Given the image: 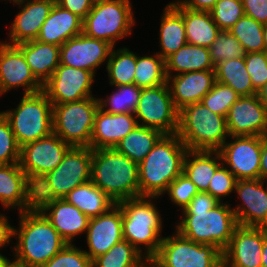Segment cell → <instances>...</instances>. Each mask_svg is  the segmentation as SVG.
Here are the masks:
<instances>
[{
    "mask_svg": "<svg viewBox=\"0 0 267 267\" xmlns=\"http://www.w3.org/2000/svg\"><path fill=\"white\" fill-rule=\"evenodd\" d=\"M260 180L263 182H265V180H267V176L266 177H263V178H260ZM266 190V193H267V189H265Z\"/></svg>",
    "mask_w": 267,
    "mask_h": 267,
    "instance_id": "cell-60",
    "label": "cell"
},
{
    "mask_svg": "<svg viewBox=\"0 0 267 267\" xmlns=\"http://www.w3.org/2000/svg\"><path fill=\"white\" fill-rule=\"evenodd\" d=\"M188 148L177 133L164 134L138 165L139 197H159L183 173Z\"/></svg>",
    "mask_w": 267,
    "mask_h": 267,
    "instance_id": "cell-1",
    "label": "cell"
},
{
    "mask_svg": "<svg viewBox=\"0 0 267 267\" xmlns=\"http://www.w3.org/2000/svg\"><path fill=\"white\" fill-rule=\"evenodd\" d=\"M14 236V227L8 223L6 216L0 214V248L8 244Z\"/></svg>",
    "mask_w": 267,
    "mask_h": 267,
    "instance_id": "cell-53",
    "label": "cell"
},
{
    "mask_svg": "<svg viewBox=\"0 0 267 267\" xmlns=\"http://www.w3.org/2000/svg\"><path fill=\"white\" fill-rule=\"evenodd\" d=\"M263 228L238 225L222 252L223 267H262Z\"/></svg>",
    "mask_w": 267,
    "mask_h": 267,
    "instance_id": "cell-19",
    "label": "cell"
},
{
    "mask_svg": "<svg viewBox=\"0 0 267 267\" xmlns=\"http://www.w3.org/2000/svg\"><path fill=\"white\" fill-rule=\"evenodd\" d=\"M2 113L8 119L20 147L53 133V105L43 91L23 95L15 110Z\"/></svg>",
    "mask_w": 267,
    "mask_h": 267,
    "instance_id": "cell-8",
    "label": "cell"
},
{
    "mask_svg": "<svg viewBox=\"0 0 267 267\" xmlns=\"http://www.w3.org/2000/svg\"><path fill=\"white\" fill-rule=\"evenodd\" d=\"M262 267H267V228H263Z\"/></svg>",
    "mask_w": 267,
    "mask_h": 267,
    "instance_id": "cell-55",
    "label": "cell"
},
{
    "mask_svg": "<svg viewBox=\"0 0 267 267\" xmlns=\"http://www.w3.org/2000/svg\"><path fill=\"white\" fill-rule=\"evenodd\" d=\"M144 127L154 128L163 134H175L179 127V110L175 107L168 83L142 88L136 111Z\"/></svg>",
    "mask_w": 267,
    "mask_h": 267,
    "instance_id": "cell-12",
    "label": "cell"
},
{
    "mask_svg": "<svg viewBox=\"0 0 267 267\" xmlns=\"http://www.w3.org/2000/svg\"><path fill=\"white\" fill-rule=\"evenodd\" d=\"M12 267H21V266H18V265H16V264H14Z\"/></svg>",
    "mask_w": 267,
    "mask_h": 267,
    "instance_id": "cell-61",
    "label": "cell"
},
{
    "mask_svg": "<svg viewBox=\"0 0 267 267\" xmlns=\"http://www.w3.org/2000/svg\"><path fill=\"white\" fill-rule=\"evenodd\" d=\"M134 23L129 0H97L83 19L82 33L114 47L116 40L131 33Z\"/></svg>",
    "mask_w": 267,
    "mask_h": 267,
    "instance_id": "cell-9",
    "label": "cell"
},
{
    "mask_svg": "<svg viewBox=\"0 0 267 267\" xmlns=\"http://www.w3.org/2000/svg\"><path fill=\"white\" fill-rule=\"evenodd\" d=\"M64 199L89 218L106 213L116 203L91 180L75 187Z\"/></svg>",
    "mask_w": 267,
    "mask_h": 267,
    "instance_id": "cell-31",
    "label": "cell"
},
{
    "mask_svg": "<svg viewBox=\"0 0 267 267\" xmlns=\"http://www.w3.org/2000/svg\"><path fill=\"white\" fill-rule=\"evenodd\" d=\"M177 135L188 150L217 151L229 137L226 117L200 102L188 104L179 110Z\"/></svg>",
    "mask_w": 267,
    "mask_h": 267,
    "instance_id": "cell-6",
    "label": "cell"
},
{
    "mask_svg": "<svg viewBox=\"0 0 267 267\" xmlns=\"http://www.w3.org/2000/svg\"><path fill=\"white\" fill-rule=\"evenodd\" d=\"M20 228L15 248V264L21 267H42L68 243L37 209L19 212Z\"/></svg>",
    "mask_w": 267,
    "mask_h": 267,
    "instance_id": "cell-2",
    "label": "cell"
},
{
    "mask_svg": "<svg viewBox=\"0 0 267 267\" xmlns=\"http://www.w3.org/2000/svg\"><path fill=\"white\" fill-rule=\"evenodd\" d=\"M142 267H161L153 259H146Z\"/></svg>",
    "mask_w": 267,
    "mask_h": 267,
    "instance_id": "cell-58",
    "label": "cell"
},
{
    "mask_svg": "<svg viewBox=\"0 0 267 267\" xmlns=\"http://www.w3.org/2000/svg\"><path fill=\"white\" fill-rule=\"evenodd\" d=\"M214 154L216 157H213ZM190 157H193L192 160ZM219 160L222 159L218 151L188 150L183 162V174L195 184L198 191L206 192L212 176L222 165Z\"/></svg>",
    "mask_w": 267,
    "mask_h": 267,
    "instance_id": "cell-30",
    "label": "cell"
},
{
    "mask_svg": "<svg viewBox=\"0 0 267 267\" xmlns=\"http://www.w3.org/2000/svg\"><path fill=\"white\" fill-rule=\"evenodd\" d=\"M264 25L244 15L228 31L236 37L245 53L264 51Z\"/></svg>",
    "mask_w": 267,
    "mask_h": 267,
    "instance_id": "cell-39",
    "label": "cell"
},
{
    "mask_svg": "<svg viewBox=\"0 0 267 267\" xmlns=\"http://www.w3.org/2000/svg\"><path fill=\"white\" fill-rule=\"evenodd\" d=\"M34 76L44 84L60 64V46L32 40L16 45Z\"/></svg>",
    "mask_w": 267,
    "mask_h": 267,
    "instance_id": "cell-28",
    "label": "cell"
},
{
    "mask_svg": "<svg viewBox=\"0 0 267 267\" xmlns=\"http://www.w3.org/2000/svg\"><path fill=\"white\" fill-rule=\"evenodd\" d=\"M106 68L111 85L134 84L136 54L128 48L112 49Z\"/></svg>",
    "mask_w": 267,
    "mask_h": 267,
    "instance_id": "cell-38",
    "label": "cell"
},
{
    "mask_svg": "<svg viewBox=\"0 0 267 267\" xmlns=\"http://www.w3.org/2000/svg\"><path fill=\"white\" fill-rule=\"evenodd\" d=\"M159 32L161 52L157 54L164 60L187 44L183 16L171 4L165 7Z\"/></svg>",
    "mask_w": 267,
    "mask_h": 267,
    "instance_id": "cell-33",
    "label": "cell"
},
{
    "mask_svg": "<svg viewBox=\"0 0 267 267\" xmlns=\"http://www.w3.org/2000/svg\"><path fill=\"white\" fill-rule=\"evenodd\" d=\"M239 97L240 96L231 87L216 81L200 103L212 112L226 117L230 107Z\"/></svg>",
    "mask_w": 267,
    "mask_h": 267,
    "instance_id": "cell-42",
    "label": "cell"
},
{
    "mask_svg": "<svg viewBox=\"0 0 267 267\" xmlns=\"http://www.w3.org/2000/svg\"><path fill=\"white\" fill-rule=\"evenodd\" d=\"M225 166L226 165L222 164L216 170L209 183L208 190L206 191L219 202L222 201L221 198L226 197L235 190L237 183V178L228 169V167Z\"/></svg>",
    "mask_w": 267,
    "mask_h": 267,
    "instance_id": "cell-46",
    "label": "cell"
},
{
    "mask_svg": "<svg viewBox=\"0 0 267 267\" xmlns=\"http://www.w3.org/2000/svg\"><path fill=\"white\" fill-rule=\"evenodd\" d=\"M233 142L217 150L237 180L260 179L262 136H229Z\"/></svg>",
    "mask_w": 267,
    "mask_h": 267,
    "instance_id": "cell-15",
    "label": "cell"
},
{
    "mask_svg": "<svg viewBox=\"0 0 267 267\" xmlns=\"http://www.w3.org/2000/svg\"><path fill=\"white\" fill-rule=\"evenodd\" d=\"M0 202L5 208L18 207L19 212L35 208L34 185L19 163L0 165Z\"/></svg>",
    "mask_w": 267,
    "mask_h": 267,
    "instance_id": "cell-23",
    "label": "cell"
},
{
    "mask_svg": "<svg viewBox=\"0 0 267 267\" xmlns=\"http://www.w3.org/2000/svg\"><path fill=\"white\" fill-rule=\"evenodd\" d=\"M113 48L110 43L81 33L60 46V64L95 74V69L109 58Z\"/></svg>",
    "mask_w": 267,
    "mask_h": 267,
    "instance_id": "cell-18",
    "label": "cell"
},
{
    "mask_svg": "<svg viewBox=\"0 0 267 267\" xmlns=\"http://www.w3.org/2000/svg\"><path fill=\"white\" fill-rule=\"evenodd\" d=\"M229 136H262L267 133V107L256 94L240 96L226 116Z\"/></svg>",
    "mask_w": 267,
    "mask_h": 267,
    "instance_id": "cell-17",
    "label": "cell"
},
{
    "mask_svg": "<svg viewBox=\"0 0 267 267\" xmlns=\"http://www.w3.org/2000/svg\"><path fill=\"white\" fill-rule=\"evenodd\" d=\"M136 55L134 84L140 88L157 87L167 82L165 60L159 55Z\"/></svg>",
    "mask_w": 267,
    "mask_h": 267,
    "instance_id": "cell-37",
    "label": "cell"
},
{
    "mask_svg": "<svg viewBox=\"0 0 267 267\" xmlns=\"http://www.w3.org/2000/svg\"><path fill=\"white\" fill-rule=\"evenodd\" d=\"M209 52L214 67L223 61L245 56L242 45L229 31H220L209 48Z\"/></svg>",
    "mask_w": 267,
    "mask_h": 267,
    "instance_id": "cell-41",
    "label": "cell"
},
{
    "mask_svg": "<svg viewBox=\"0 0 267 267\" xmlns=\"http://www.w3.org/2000/svg\"><path fill=\"white\" fill-rule=\"evenodd\" d=\"M25 1L27 2L23 5ZM13 2L23 8L11 26L9 38L12 43L7 44L18 45L36 40L56 0H13Z\"/></svg>",
    "mask_w": 267,
    "mask_h": 267,
    "instance_id": "cell-24",
    "label": "cell"
},
{
    "mask_svg": "<svg viewBox=\"0 0 267 267\" xmlns=\"http://www.w3.org/2000/svg\"><path fill=\"white\" fill-rule=\"evenodd\" d=\"M15 264V262H10V260L7 259V257L0 254V267H12Z\"/></svg>",
    "mask_w": 267,
    "mask_h": 267,
    "instance_id": "cell-57",
    "label": "cell"
},
{
    "mask_svg": "<svg viewBox=\"0 0 267 267\" xmlns=\"http://www.w3.org/2000/svg\"><path fill=\"white\" fill-rule=\"evenodd\" d=\"M244 59L253 87L258 90L267 82V53H245Z\"/></svg>",
    "mask_w": 267,
    "mask_h": 267,
    "instance_id": "cell-48",
    "label": "cell"
},
{
    "mask_svg": "<svg viewBox=\"0 0 267 267\" xmlns=\"http://www.w3.org/2000/svg\"><path fill=\"white\" fill-rule=\"evenodd\" d=\"M157 197L140 196L116 203L122 211L123 239L142 253L139 245L146 246V259H152L159 251L163 237L162 218L155 205L147 200Z\"/></svg>",
    "mask_w": 267,
    "mask_h": 267,
    "instance_id": "cell-5",
    "label": "cell"
},
{
    "mask_svg": "<svg viewBox=\"0 0 267 267\" xmlns=\"http://www.w3.org/2000/svg\"><path fill=\"white\" fill-rule=\"evenodd\" d=\"M170 4L183 16L187 43L210 48L221 31L210 12L190 10L177 2Z\"/></svg>",
    "mask_w": 267,
    "mask_h": 267,
    "instance_id": "cell-29",
    "label": "cell"
},
{
    "mask_svg": "<svg viewBox=\"0 0 267 267\" xmlns=\"http://www.w3.org/2000/svg\"><path fill=\"white\" fill-rule=\"evenodd\" d=\"M133 114H111L98 108L91 136V149L115 148L139 123Z\"/></svg>",
    "mask_w": 267,
    "mask_h": 267,
    "instance_id": "cell-26",
    "label": "cell"
},
{
    "mask_svg": "<svg viewBox=\"0 0 267 267\" xmlns=\"http://www.w3.org/2000/svg\"><path fill=\"white\" fill-rule=\"evenodd\" d=\"M242 5L246 16L267 24V0H242Z\"/></svg>",
    "mask_w": 267,
    "mask_h": 267,
    "instance_id": "cell-49",
    "label": "cell"
},
{
    "mask_svg": "<svg viewBox=\"0 0 267 267\" xmlns=\"http://www.w3.org/2000/svg\"><path fill=\"white\" fill-rule=\"evenodd\" d=\"M209 12L221 31H228L245 15L242 0H218Z\"/></svg>",
    "mask_w": 267,
    "mask_h": 267,
    "instance_id": "cell-43",
    "label": "cell"
},
{
    "mask_svg": "<svg viewBox=\"0 0 267 267\" xmlns=\"http://www.w3.org/2000/svg\"><path fill=\"white\" fill-rule=\"evenodd\" d=\"M162 238L158 253L152 258L161 267H223L222 251L214 245L196 243L178 231Z\"/></svg>",
    "mask_w": 267,
    "mask_h": 267,
    "instance_id": "cell-11",
    "label": "cell"
},
{
    "mask_svg": "<svg viewBox=\"0 0 267 267\" xmlns=\"http://www.w3.org/2000/svg\"><path fill=\"white\" fill-rule=\"evenodd\" d=\"M216 81L231 87L239 96L257 94L246 69L245 59H230L215 66Z\"/></svg>",
    "mask_w": 267,
    "mask_h": 267,
    "instance_id": "cell-35",
    "label": "cell"
},
{
    "mask_svg": "<svg viewBox=\"0 0 267 267\" xmlns=\"http://www.w3.org/2000/svg\"><path fill=\"white\" fill-rule=\"evenodd\" d=\"M83 20L56 2L43 23L37 41L62 46L72 37L82 33Z\"/></svg>",
    "mask_w": 267,
    "mask_h": 267,
    "instance_id": "cell-27",
    "label": "cell"
},
{
    "mask_svg": "<svg viewBox=\"0 0 267 267\" xmlns=\"http://www.w3.org/2000/svg\"><path fill=\"white\" fill-rule=\"evenodd\" d=\"M259 100L267 107V82L257 90Z\"/></svg>",
    "mask_w": 267,
    "mask_h": 267,
    "instance_id": "cell-56",
    "label": "cell"
},
{
    "mask_svg": "<svg viewBox=\"0 0 267 267\" xmlns=\"http://www.w3.org/2000/svg\"><path fill=\"white\" fill-rule=\"evenodd\" d=\"M42 267H92V260L84 250L67 244Z\"/></svg>",
    "mask_w": 267,
    "mask_h": 267,
    "instance_id": "cell-45",
    "label": "cell"
},
{
    "mask_svg": "<svg viewBox=\"0 0 267 267\" xmlns=\"http://www.w3.org/2000/svg\"><path fill=\"white\" fill-rule=\"evenodd\" d=\"M144 255L128 241L122 239L109 249L92 260V267H142Z\"/></svg>",
    "mask_w": 267,
    "mask_h": 267,
    "instance_id": "cell-36",
    "label": "cell"
},
{
    "mask_svg": "<svg viewBox=\"0 0 267 267\" xmlns=\"http://www.w3.org/2000/svg\"><path fill=\"white\" fill-rule=\"evenodd\" d=\"M91 181L115 203L139 197L138 164L115 148L92 149Z\"/></svg>",
    "mask_w": 267,
    "mask_h": 267,
    "instance_id": "cell-3",
    "label": "cell"
},
{
    "mask_svg": "<svg viewBox=\"0 0 267 267\" xmlns=\"http://www.w3.org/2000/svg\"><path fill=\"white\" fill-rule=\"evenodd\" d=\"M176 230L200 244L214 245L222 252L228 246L238 222L229 204L220 202L212 210L183 211Z\"/></svg>",
    "mask_w": 267,
    "mask_h": 267,
    "instance_id": "cell-7",
    "label": "cell"
},
{
    "mask_svg": "<svg viewBox=\"0 0 267 267\" xmlns=\"http://www.w3.org/2000/svg\"><path fill=\"white\" fill-rule=\"evenodd\" d=\"M92 149L71 146L62 162L34 184V203L63 199L75 187L91 180Z\"/></svg>",
    "mask_w": 267,
    "mask_h": 267,
    "instance_id": "cell-4",
    "label": "cell"
},
{
    "mask_svg": "<svg viewBox=\"0 0 267 267\" xmlns=\"http://www.w3.org/2000/svg\"><path fill=\"white\" fill-rule=\"evenodd\" d=\"M170 81H172V86L169 84ZM215 82V70L193 71L167 76L171 97L178 110L188 104L201 102Z\"/></svg>",
    "mask_w": 267,
    "mask_h": 267,
    "instance_id": "cell-25",
    "label": "cell"
},
{
    "mask_svg": "<svg viewBox=\"0 0 267 267\" xmlns=\"http://www.w3.org/2000/svg\"><path fill=\"white\" fill-rule=\"evenodd\" d=\"M34 205L68 244H73V237L87 231L90 218L64 198L34 203Z\"/></svg>",
    "mask_w": 267,
    "mask_h": 267,
    "instance_id": "cell-22",
    "label": "cell"
},
{
    "mask_svg": "<svg viewBox=\"0 0 267 267\" xmlns=\"http://www.w3.org/2000/svg\"><path fill=\"white\" fill-rule=\"evenodd\" d=\"M19 159L20 146L8 119L0 112V165L19 163Z\"/></svg>",
    "mask_w": 267,
    "mask_h": 267,
    "instance_id": "cell-44",
    "label": "cell"
},
{
    "mask_svg": "<svg viewBox=\"0 0 267 267\" xmlns=\"http://www.w3.org/2000/svg\"><path fill=\"white\" fill-rule=\"evenodd\" d=\"M89 251H84L93 260L107 253L111 247L123 239L122 211L115 204L106 213L90 218L86 231Z\"/></svg>",
    "mask_w": 267,
    "mask_h": 267,
    "instance_id": "cell-21",
    "label": "cell"
},
{
    "mask_svg": "<svg viewBox=\"0 0 267 267\" xmlns=\"http://www.w3.org/2000/svg\"><path fill=\"white\" fill-rule=\"evenodd\" d=\"M166 75L171 71L177 74L193 71L215 70L210 58L209 48L185 44L165 60Z\"/></svg>",
    "mask_w": 267,
    "mask_h": 267,
    "instance_id": "cell-32",
    "label": "cell"
},
{
    "mask_svg": "<svg viewBox=\"0 0 267 267\" xmlns=\"http://www.w3.org/2000/svg\"><path fill=\"white\" fill-rule=\"evenodd\" d=\"M95 0H56L62 8L71 11L82 20L88 15Z\"/></svg>",
    "mask_w": 267,
    "mask_h": 267,
    "instance_id": "cell-51",
    "label": "cell"
},
{
    "mask_svg": "<svg viewBox=\"0 0 267 267\" xmlns=\"http://www.w3.org/2000/svg\"><path fill=\"white\" fill-rule=\"evenodd\" d=\"M264 51L267 53V24L263 28Z\"/></svg>",
    "mask_w": 267,
    "mask_h": 267,
    "instance_id": "cell-59",
    "label": "cell"
},
{
    "mask_svg": "<svg viewBox=\"0 0 267 267\" xmlns=\"http://www.w3.org/2000/svg\"><path fill=\"white\" fill-rule=\"evenodd\" d=\"M218 0H183L177 1L181 7L194 11H210Z\"/></svg>",
    "mask_w": 267,
    "mask_h": 267,
    "instance_id": "cell-52",
    "label": "cell"
},
{
    "mask_svg": "<svg viewBox=\"0 0 267 267\" xmlns=\"http://www.w3.org/2000/svg\"><path fill=\"white\" fill-rule=\"evenodd\" d=\"M94 73L59 64L52 76L43 84V92L52 105L79 101L92 96Z\"/></svg>",
    "mask_w": 267,
    "mask_h": 267,
    "instance_id": "cell-14",
    "label": "cell"
},
{
    "mask_svg": "<svg viewBox=\"0 0 267 267\" xmlns=\"http://www.w3.org/2000/svg\"><path fill=\"white\" fill-rule=\"evenodd\" d=\"M220 202L208 192L199 191L183 211L212 210Z\"/></svg>",
    "mask_w": 267,
    "mask_h": 267,
    "instance_id": "cell-50",
    "label": "cell"
},
{
    "mask_svg": "<svg viewBox=\"0 0 267 267\" xmlns=\"http://www.w3.org/2000/svg\"><path fill=\"white\" fill-rule=\"evenodd\" d=\"M170 199L184 210L190 203L191 199L199 192L195 184L185 175H179L172 181L167 191Z\"/></svg>",
    "mask_w": 267,
    "mask_h": 267,
    "instance_id": "cell-47",
    "label": "cell"
},
{
    "mask_svg": "<svg viewBox=\"0 0 267 267\" xmlns=\"http://www.w3.org/2000/svg\"><path fill=\"white\" fill-rule=\"evenodd\" d=\"M23 87L24 95L43 91V84L34 76L22 51L16 45L0 44V94Z\"/></svg>",
    "mask_w": 267,
    "mask_h": 267,
    "instance_id": "cell-16",
    "label": "cell"
},
{
    "mask_svg": "<svg viewBox=\"0 0 267 267\" xmlns=\"http://www.w3.org/2000/svg\"><path fill=\"white\" fill-rule=\"evenodd\" d=\"M267 176V133L262 135V149L260 158V178Z\"/></svg>",
    "mask_w": 267,
    "mask_h": 267,
    "instance_id": "cell-54",
    "label": "cell"
},
{
    "mask_svg": "<svg viewBox=\"0 0 267 267\" xmlns=\"http://www.w3.org/2000/svg\"><path fill=\"white\" fill-rule=\"evenodd\" d=\"M98 98L53 105V133L70 146L90 147Z\"/></svg>",
    "mask_w": 267,
    "mask_h": 267,
    "instance_id": "cell-10",
    "label": "cell"
},
{
    "mask_svg": "<svg viewBox=\"0 0 267 267\" xmlns=\"http://www.w3.org/2000/svg\"><path fill=\"white\" fill-rule=\"evenodd\" d=\"M71 146L59 136H50L20 147L19 165L34 185L46 173L54 170Z\"/></svg>",
    "mask_w": 267,
    "mask_h": 267,
    "instance_id": "cell-13",
    "label": "cell"
},
{
    "mask_svg": "<svg viewBox=\"0 0 267 267\" xmlns=\"http://www.w3.org/2000/svg\"><path fill=\"white\" fill-rule=\"evenodd\" d=\"M163 135L157 129L137 125L115 149L139 165Z\"/></svg>",
    "mask_w": 267,
    "mask_h": 267,
    "instance_id": "cell-34",
    "label": "cell"
},
{
    "mask_svg": "<svg viewBox=\"0 0 267 267\" xmlns=\"http://www.w3.org/2000/svg\"><path fill=\"white\" fill-rule=\"evenodd\" d=\"M118 89L110 97L106 98L105 101L99 100V107L107 113L111 114H134L136 111L142 88L135 84H127L116 86ZM109 103L110 107L105 109Z\"/></svg>",
    "mask_w": 267,
    "mask_h": 267,
    "instance_id": "cell-40",
    "label": "cell"
},
{
    "mask_svg": "<svg viewBox=\"0 0 267 267\" xmlns=\"http://www.w3.org/2000/svg\"><path fill=\"white\" fill-rule=\"evenodd\" d=\"M260 179L237 180L235 190L243 205L233 209L238 225L267 228V193Z\"/></svg>",
    "mask_w": 267,
    "mask_h": 267,
    "instance_id": "cell-20",
    "label": "cell"
}]
</instances>
